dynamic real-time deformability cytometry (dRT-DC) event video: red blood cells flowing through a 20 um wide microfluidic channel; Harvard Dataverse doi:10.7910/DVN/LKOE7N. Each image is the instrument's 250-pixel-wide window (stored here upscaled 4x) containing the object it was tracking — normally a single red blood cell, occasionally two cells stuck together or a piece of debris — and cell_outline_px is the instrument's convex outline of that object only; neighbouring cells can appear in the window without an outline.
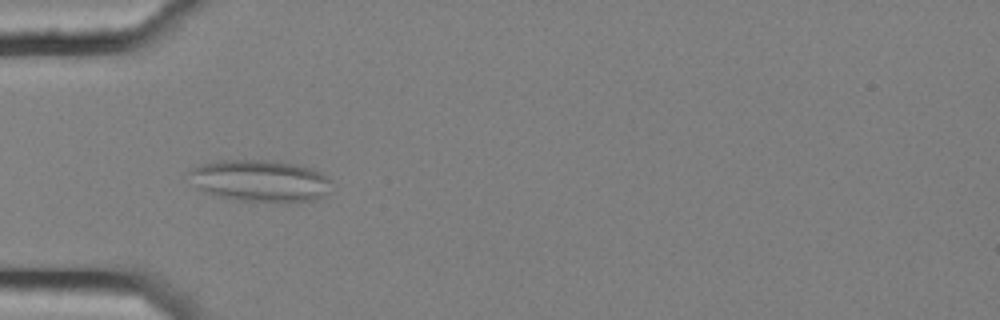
{"species": "common noctule bat (a hibernating species)", "species_latin": "Nyctalus noctula", "temperature_condition": "cold", "stored_images_in_passage": 7, "camera_frame_rate_fps": 3000, "um_per_image_px": 0.085, "animal": {"sex": "female", "body_mass_g": 25.1}, "frame": {"image": 1, "passage_image": 6, "time_ms": 1.667, "image_size_px": [1000, 320], "cell_outline_px": [[332, 180], [328, 192], [324, 196], [316, 200], [232, 200], [204, 192], [200, 188], [188, 172], [192, 168], [204, 164], [220, 160], [264, 160], [292, 164], [312, 168], [320, 172]], "centroid_in_image_um": [22.14, 15.35], "position_along_channel_um": 62.9, "area_um2": 33.81}}